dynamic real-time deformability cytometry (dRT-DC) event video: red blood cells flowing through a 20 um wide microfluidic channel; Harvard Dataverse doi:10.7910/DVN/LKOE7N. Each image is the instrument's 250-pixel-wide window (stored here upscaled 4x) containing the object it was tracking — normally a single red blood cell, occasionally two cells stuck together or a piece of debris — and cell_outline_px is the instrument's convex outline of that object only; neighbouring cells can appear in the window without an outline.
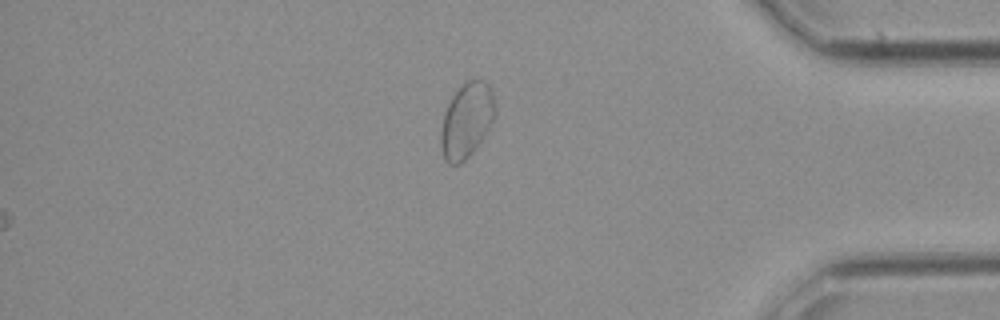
{"species": "common noctule bat (a hibernating species)", "species_latin": "Nyctalus noctula", "temperature_condition": "cold", "stored_images_in_passage": 29, "camera_frame_rate_fps": 3000, "um_per_image_px": 0.085, "animal": {"sex": "female", "body_mass_g": 21.9}, "frame": {"image": 1, "passage_image": 29, "time_ms": 9.333, "image_size_px": [1000, 320], "cell_outline_px": [[496, 116], [488, 132], [472, 152], [460, 164], [448, 164], [444, 160], [440, 152], [440, 136], [444, 112], [452, 96], [464, 80], [484, 80], [488, 84], [492, 92], [496, 112]], "centroid_in_image_um": [39.66, 10.24], "position_along_channel_um": 395.5, "area_um2": 24.04}}